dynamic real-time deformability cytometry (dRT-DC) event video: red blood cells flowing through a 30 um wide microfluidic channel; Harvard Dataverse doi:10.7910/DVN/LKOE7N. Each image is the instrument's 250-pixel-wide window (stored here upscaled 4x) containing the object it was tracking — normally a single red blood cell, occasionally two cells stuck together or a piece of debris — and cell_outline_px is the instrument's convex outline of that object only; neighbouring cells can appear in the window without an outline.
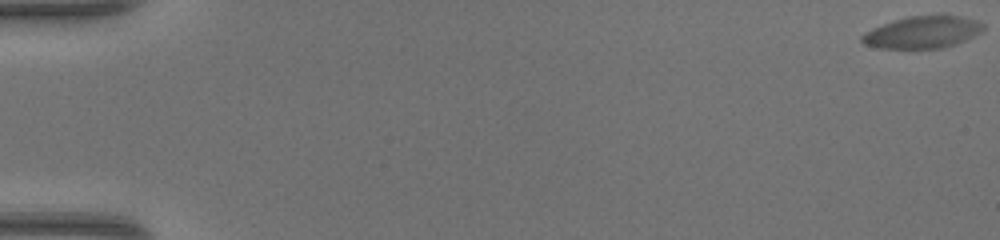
{"species": "common noctule bat (a hibernating species)", "species_latin": "Nyctalus noctula", "temperature_condition": "warm", "stored_images_in_passage": 54, "camera_frame_rate_fps": 3000, "um_per_image_px": 0.085, "animal": {"sex": "female", "body_mass_g": 17.0, "forearm_length_mm": 48.0}, "frame": {"image": 1, "passage_image": 1, "time_ms": 0.0, "image_size_px": [1000, 240], "cell_outline_px": [[984, 28], [980, 32], [956, 44], [944, 48], [880, 48], [864, 44], [860, 40], [860, 36], [864, 32], [872, 28], [908, 16], [944, 12], [976, 20], [984, 24]], "centroid_in_image_um": [78.43, 2.7], "position_along_channel_um": 6.6, "area_um2": 23.12}}
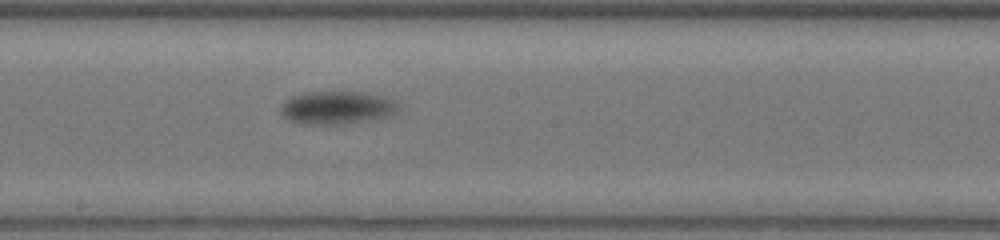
{"frame": {"image": 2, "passage_image": 31, "time_ms": 10.0, "image_size_px": [1000, 240], "cell_outline_px": [[400, 108], [396, 112], [388, 116], [368, 120], [328, 124], [308, 124], [292, 120], [284, 116], [280, 112], [280, 108], [292, 96], [308, 92], [360, 92], [384, 96], [396, 100], [400, 104]], "centroid_in_image_um": [28.71, 9.13], "position_along_channel_um": 219.5, "area_um2": 22.2}}
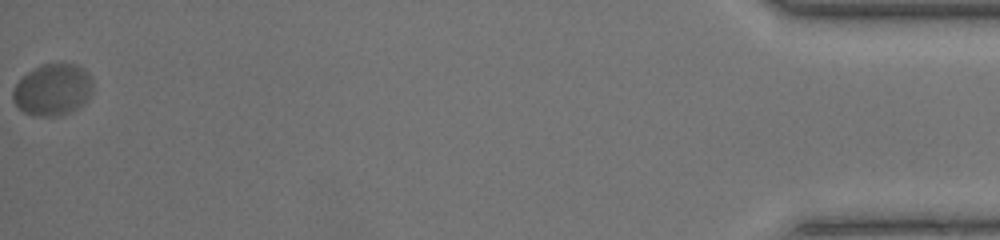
{"frame": {"image": 3, "passage_image": 54, "time_ms": 17.667, "image_size_px": [1000, 240], "cell_outline_px": [[92, 92], [88, 100], [84, 104], [68, 112], [56, 116], [36, 116], [24, 112], [12, 100], [12, 88], [28, 72], [40, 64], [76, 64], [84, 68], [92, 76]], "centroid_in_image_um": [4.5, 7.61], "position_along_channel_um": 430.7, "area_um2": 24.16}, "authors_computed_cell_mechanics": {"area_um2": 22.5709, "velocity_mm_per_s": 4.0478, "shape_relaxation_time_tau1_ms": 2.1748, "shape_relaxation_time_tau2_ms": null, "deformation_change_tau1": 0.1234, "deformation_change_tau2": null}}